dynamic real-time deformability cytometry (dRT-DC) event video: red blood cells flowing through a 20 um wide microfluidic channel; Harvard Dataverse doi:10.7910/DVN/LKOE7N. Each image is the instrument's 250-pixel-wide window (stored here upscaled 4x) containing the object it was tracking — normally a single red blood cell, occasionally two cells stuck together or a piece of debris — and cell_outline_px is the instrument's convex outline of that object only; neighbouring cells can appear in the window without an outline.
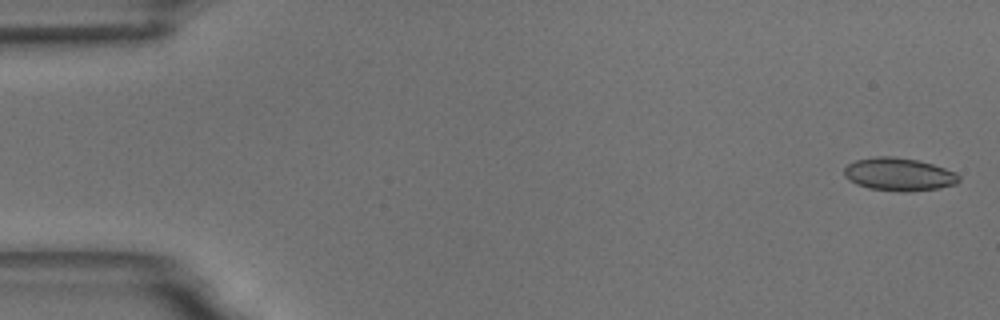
{"species": "common noctule bat (a hibernating species)", "species_latin": "Nyctalus noctula", "temperature_condition": "room temperature", "stored_images_in_passage": 14, "camera_frame_rate_fps": 3000, "um_per_image_px": 0.085, "animal": {"sex": "male", "body_mass_g": 18.8}, "frame": {"image": 1, "passage_image": 2, "time_ms": 0.333, "image_size_px": [1000, 320], "cell_outline_px": [[960, 180], [956, 184], [940, 188], [868, 188], [856, 184], [848, 180], [844, 176], [844, 168], [848, 164], [856, 160], [876, 156], [892, 156], [916, 160], [932, 164], [956, 172], [960, 176]], "centroid_in_image_um": [76.38, 14.76], "position_along_channel_um": 8.6, "area_um2": 21.04}}